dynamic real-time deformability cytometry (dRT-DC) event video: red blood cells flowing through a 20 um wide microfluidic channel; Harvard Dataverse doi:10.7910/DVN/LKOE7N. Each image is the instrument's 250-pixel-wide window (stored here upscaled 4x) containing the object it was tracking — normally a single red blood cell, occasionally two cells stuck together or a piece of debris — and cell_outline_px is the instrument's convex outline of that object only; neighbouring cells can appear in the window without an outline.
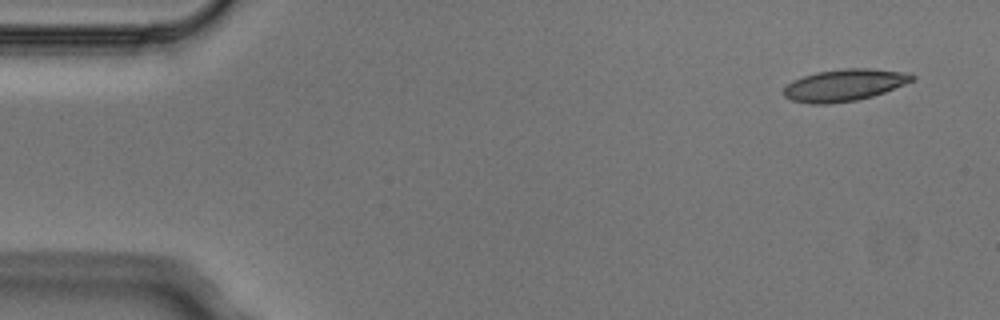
{"species": "Egyptian fruit bat (a non-hibernating species)", "species_latin": "Rousettus aegyptiacus", "temperature_condition": "cold", "stored_images_in_passage": 3, "camera_frame_rate_fps": 3000, "um_per_image_px": 0.085, "animal": {"sex": "male"}, "frame": {"image": 1, "passage_image": 1, "time_ms": 0.0, "image_size_px": [1000, 320], "cell_outline_px": [[916, 76], [912, 80], [904, 84], [884, 92], [872, 96], [856, 100], [828, 104], [808, 104], [792, 100], [784, 96], [784, 88], [792, 80], [816, 72], [844, 68], [872, 68], [908, 72]], "centroid_in_image_um": [71.76, 7.22], "position_along_channel_um": 13.2, "area_um2": 23.87}}